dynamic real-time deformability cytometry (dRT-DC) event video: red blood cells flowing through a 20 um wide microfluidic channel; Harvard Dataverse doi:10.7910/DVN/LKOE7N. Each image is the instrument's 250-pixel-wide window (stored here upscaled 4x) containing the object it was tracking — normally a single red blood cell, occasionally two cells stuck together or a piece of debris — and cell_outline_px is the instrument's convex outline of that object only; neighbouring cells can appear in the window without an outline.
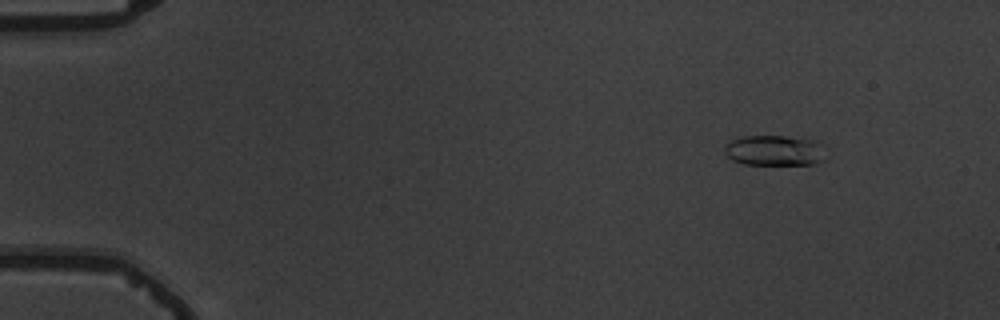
{"species": "common noctule bat (a hibernating species)", "species_latin": "Nyctalus noctula", "temperature_condition": "warm", "stored_images_in_passage": 5, "camera_frame_rate_fps": 3000, "um_per_image_px": 0.085, "animal": {"sex": "male", "body_mass_g": 19.5, "forearm_length_mm": 54.6}, "frame": {"image": 1, "passage_image": 1, "time_ms": 0.0, "image_size_px": [1000, 320], "cell_outline_px": [[828, 160], [812, 164], [744, 164], [732, 160], [724, 152], [724, 144], [732, 140], [744, 136], [784, 136], [820, 140], [828, 148]], "centroid_in_image_um": [65.97, 12.78], "position_along_channel_um": 19.0, "area_um2": 18.67}}